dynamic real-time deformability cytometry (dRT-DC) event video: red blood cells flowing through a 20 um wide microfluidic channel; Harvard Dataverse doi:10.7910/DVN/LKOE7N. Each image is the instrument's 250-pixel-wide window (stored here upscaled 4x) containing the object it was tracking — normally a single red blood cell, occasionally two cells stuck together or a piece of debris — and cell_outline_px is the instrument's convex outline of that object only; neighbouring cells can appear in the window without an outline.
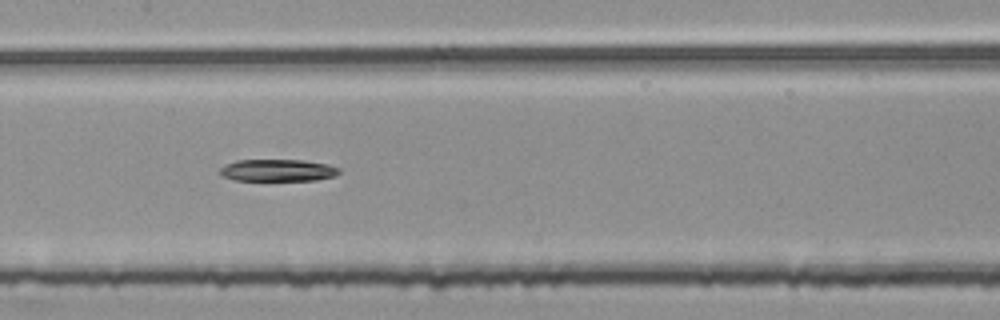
{"species": "common noctule bat (a hibernating species)", "species_latin": "Nyctalus noctula", "temperature_condition": "room temperature", "stored_images_in_passage": 54, "segment_of_instrument_passage": [2, 2], "camera_frame_rate_fps": 3000, "um_per_image_px": 0.085, "animal": {"sex": "female", "body_mass_g": 25.1}, "frame": {"image": 1, "passage_image": 27, "time_ms": 8.667, "image_size_px": [1000, 320], "cell_outline_px": [[340, 172], [332, 176], [316, 180], [232, 180], [220, 176], [220, 168], [236, 160], [304, 160], [328, 164], [340, 168]], "centroid_in_image_um": [23.59, 14.47], "position_along_channel_um": 183.8, "area_um2": 15.26}}
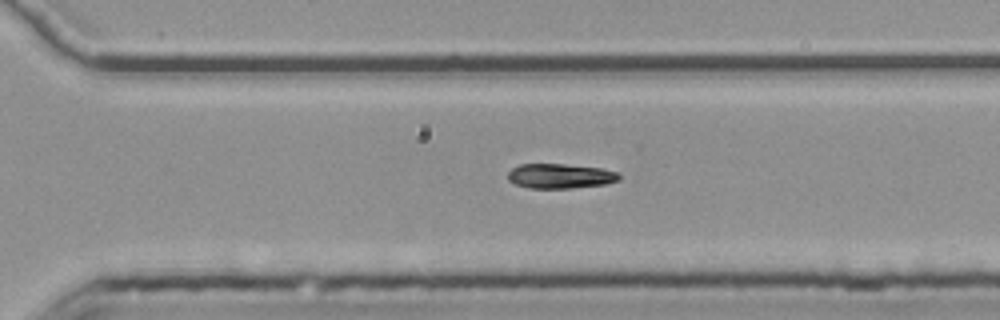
{"frame": {"image": 2, "passage_image": 38, "time_ms": 12.333, "image_size_px": [1000, 320], "cell_outline_px": [[620, 180], [604, 184], [572, 188], [528, 188], [516, 184], [508, 180], [508, 172], [512, 168], [520, 164], [564, 164], [600, 168], [616, 172], [620, 176]], "centroid_in_image_um": [47.59, 14.96], "position_along_channel_um": 323.0, "area_um2": 15.95}}
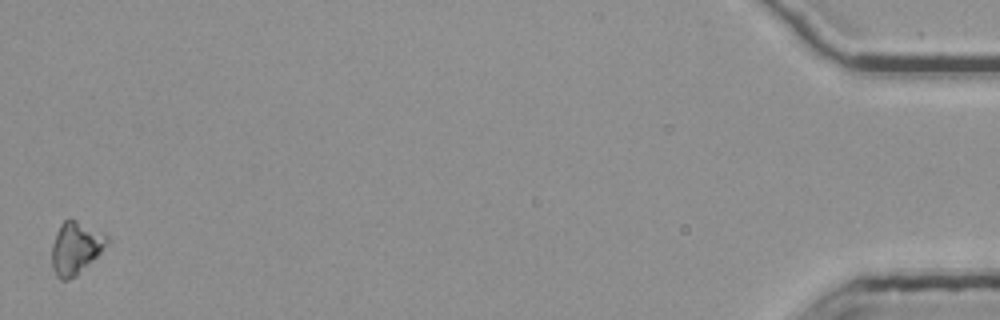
{"frame": {"image": 3, "passage_image": 54, "time_ms": 17.667, "image_size_px": [1000, 320], "cell_outline_px": [[108, 240], [100, 252], [76, 276], [68, 280], [60, 280], [56, 276], [52, 268], [52, 244], [56, 232], [60, 224], [64, 220], [76, 220], [108, 236]], "centroid_in_image_um": [6.38, 21.1], "position_along_channel_um": 428.8, "area_um2": 16.47}}